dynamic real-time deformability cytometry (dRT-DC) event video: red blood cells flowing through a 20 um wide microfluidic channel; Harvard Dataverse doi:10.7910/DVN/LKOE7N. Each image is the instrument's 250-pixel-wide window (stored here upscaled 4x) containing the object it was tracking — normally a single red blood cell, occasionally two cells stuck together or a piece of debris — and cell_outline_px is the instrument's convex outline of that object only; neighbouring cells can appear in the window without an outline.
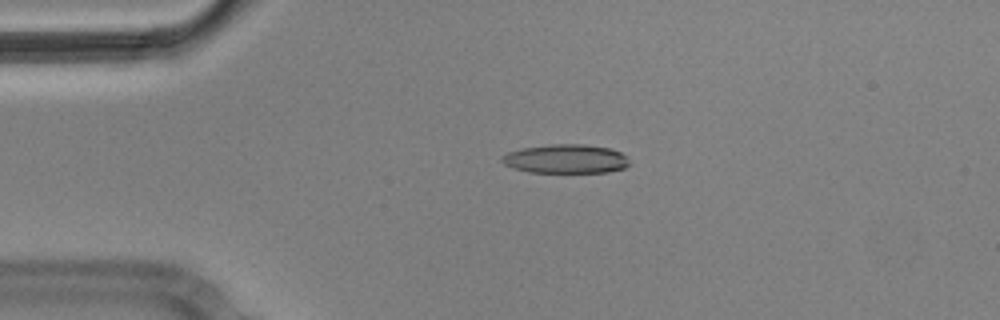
{"species": "Egyptian fruit bat (a non-hibernating species)", "species_latin": "Rousettus aegyptiacus", "temperature_condition": "cold", "stored_images_in_passage": 5, "camera_frame_rate_fps": 3000, "um_per_image_px": 0.085, "animal": {"sex": "male"}, "frame": {"image": 1, "passage_image": 4, "time_ms": 1.0, "image_size_px": [1000, 320], "cell_outline_px": [[632, 164], [624, 168], [608, 172], [528, 172], [512, 168], [504, 164], [500, 160], [500, 156], [508, 152], [520, 148], [548, 144], [584, 144], [608, 148], [620, 152], [628, 156]], "centroid_in_image_um": [48.09, 13.5], "position_along_channel_um": 36.9, "area_um2": 21.85}}